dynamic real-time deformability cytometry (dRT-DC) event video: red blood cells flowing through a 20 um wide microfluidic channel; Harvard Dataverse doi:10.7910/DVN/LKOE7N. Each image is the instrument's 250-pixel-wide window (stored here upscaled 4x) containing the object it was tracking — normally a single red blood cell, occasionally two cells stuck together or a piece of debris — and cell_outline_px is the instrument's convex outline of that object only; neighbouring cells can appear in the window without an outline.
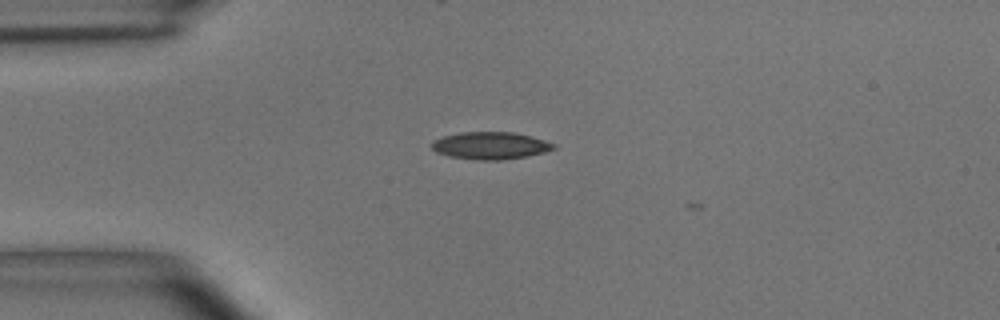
{"species": "common noctule bat (a hibernating species)", "species_latin": "Nyctalus noctula", "temperature_condition": "room temperature", "stored_images_in_passage": 5, "camera_frame_rate_fps": 3000, "um_per_image_px": 0.085, "animal": {"sex": "male", "body_mass_g": 15.6}, "frame": {"image": 1, "passage_image": 4, "time_ms": 1.0, "image_size_px": [1000, 320], "cell_outline_px": [[556, 148], [544, 152], [528, 156], [500, 160], [476, 160], [448, 156], [436, 152], [432, 148], [432, 140], [444, 136], [460, 132], [512, 132], [544, 140], [556, 144]], "centroid_in_image_um": [41.66, 12.38], "position_along_channel_um": 43.3, "area_um2": 19.36}}